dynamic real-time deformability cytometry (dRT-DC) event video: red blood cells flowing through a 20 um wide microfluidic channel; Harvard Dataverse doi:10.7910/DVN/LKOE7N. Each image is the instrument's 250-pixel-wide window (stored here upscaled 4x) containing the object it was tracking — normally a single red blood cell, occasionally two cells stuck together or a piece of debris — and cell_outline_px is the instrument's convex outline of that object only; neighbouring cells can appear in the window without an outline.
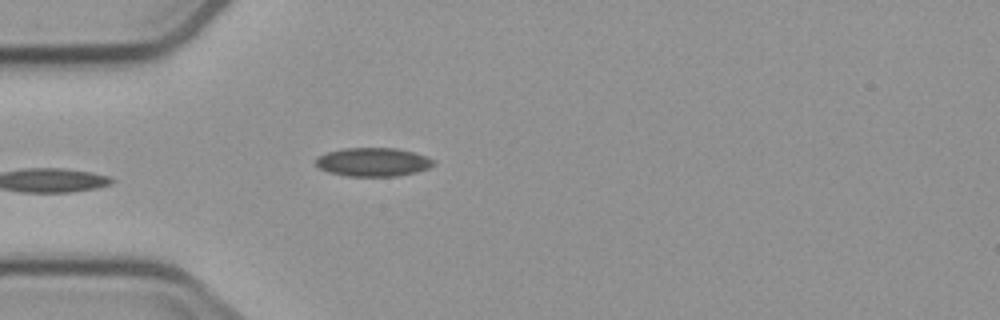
{"species": "common noctule bat (a hibernating species)", "species_latin": "Nyctalus noctula", "temperature_condition": "cold", "stored_images_in_passage": 4, "camera_frame_rate_fps": 3000, "um_per_image_px": 0.085, "animal": {"sex": "male", "body_mass_g": 23.1, "forearm_length_mm": 52.7}, "frame": {"image": 1, "passage_image": 4, "time_ms": 5.0, "image_size_px": [1000, 320], "cell_outline_px": [[436, 164], [428, 168], [416, 172], [396, 176], [348, 176], [328, 172], [320, 168], [316, 164], [316, 156], [328, 152], [344, 148], [396, 148], [412, 152], [436, 160]], "centroid_in_image_um": [31.71, 13.77], "position_along_channel_um": 53.3, "area_um2": 19.59}}